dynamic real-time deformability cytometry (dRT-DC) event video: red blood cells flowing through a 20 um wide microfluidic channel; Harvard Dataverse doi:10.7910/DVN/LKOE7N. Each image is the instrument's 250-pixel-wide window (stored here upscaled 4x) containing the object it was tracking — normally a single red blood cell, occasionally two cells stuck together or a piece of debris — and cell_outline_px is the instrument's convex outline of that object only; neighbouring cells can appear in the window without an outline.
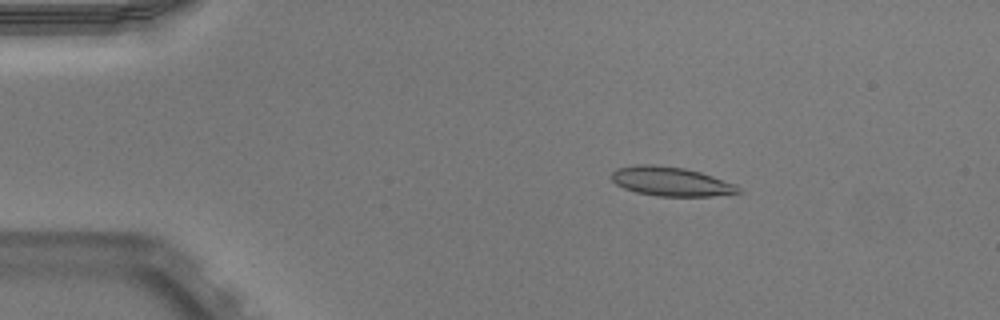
{"species": "Egyptian fruit bat (a non-hibernating species)", "species_latin": "Rousettus aegyptiacus", "temperature_condition": "warm", "stored_images_in_passage": 50, "camera_frame_rate_fps": 3000, "um_per_image_px": 0.085, "animal": {"sex": "male"}, "frame": {"image": 1, "passage_image": 8, "time_ms": 2.333, "image_size_px": [1000, 320], "cell_outline_px": [[744, 192], [712, 196], [656, 196], [636, 192], [624, 188], [616, 184], [612, 180], [612, 172], [616, 168], [636, 164], [652, 164], [684, 168], [700, 172], [736, 184]], "centroid_in_image_um": [57.03, 15.42], "position_along_channel_um": 28.0, "area_um2": 21.62}}
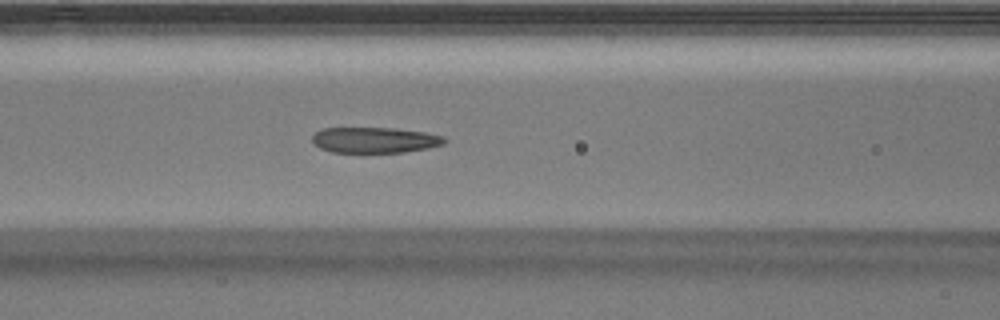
{"frame": {"image": 2, "passage_image": 21, "time_ms": 6.667, "image_size_px": [1000, 320], "cell_outline_px": [[448, 140], [444, 144], [428, 148], [404, 152], [332, 152], [320, 148], [312, 140], [312, 136], [316, 132], [324, 128], [396, 128], [424, 132], [444, 136]], "centroid_in_image_um": [31.89, 11.9], "position_along_channel_um": 134.7, "area_um2": 19.77}}
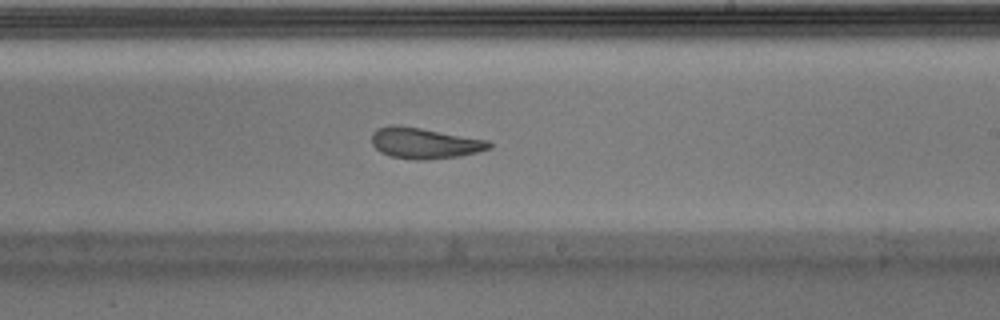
{"frame": {"image": 3, "passage_image": 30, "time_ms": 9.667, "image_size_px": [1000, 320], "cell_outline_px": [[492, 148], [460, 156], [424, 160], [416, 160], [392, 156], [380, 152], [372, 144], [372, 132], [376, 128], [392, 124], [396, 124], [420, 128], [488, 140], [492, 144]], "centroid_in_image_um": [36.06, 12.16], "position_along_channel_um": 252.9, "area_um2": 21.1}, "authors_computed_cell_mechanics": {"area_um2": 21.3571, "velocity_mm_per_s": 3.9425, "shape_relaxation_time_tau1_ms": 4.428, "shape_relaxation_time_tau2_ms": 1.142, "deformation_change_tau1": 0.1744, "deformation_change_tau2": 0.0899}}